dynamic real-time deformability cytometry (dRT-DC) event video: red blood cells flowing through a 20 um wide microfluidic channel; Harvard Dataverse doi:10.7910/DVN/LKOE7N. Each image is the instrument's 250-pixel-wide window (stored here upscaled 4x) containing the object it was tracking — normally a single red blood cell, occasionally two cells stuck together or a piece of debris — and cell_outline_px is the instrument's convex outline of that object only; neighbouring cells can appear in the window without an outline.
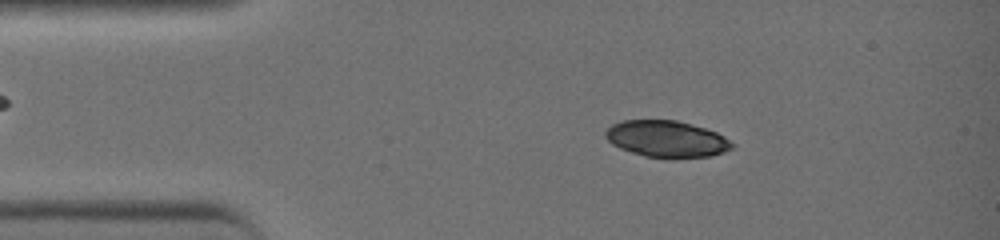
{"species": "common noctule bat (a hibernating species)", "species_latin": "Nyctalus noctula", "temperature_condition": "warm", "stored_images_in_passage": 41, "camera_frame_rate_fps": 3000, "um_per_image_px": 0.085, "animal": {"sex": "female", "body_mass_g": 19.0, "forearm_length_mm": 51.5}, "frame": {"image": 1, "passage_image": 7, "time_ms": 2.0, "image_size_px": [1000, 240], "cell_outline_px": [[736, 144], [732, 148], [724, 152], [712, 156], [676, 160], [644, 156], [620, 148], [612, 144], [604, 136], [604, 132], [612, 124], [624, 120], [676, 120], [692, 124], [716, 132], [724, 136]], "centroid_in_image_um": [56.69, 11.84], "position_along_channel_um": 28.3, "area_um2": 27.51}}
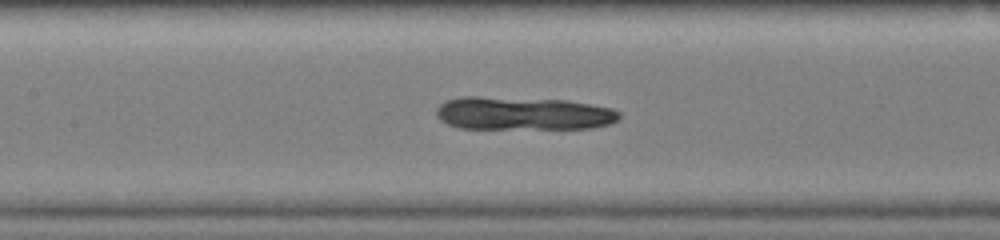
{"frame": {"image": 2, "passage_image": 19, "time_ms": 6.0, "image_size_px": [1000, 240], "cell_outline_px": [[620, 120], [612, 124], [592, 128], [460, 128], [448, 124], [440, 120], [436, 116], [436, 108], [440, 104], [448, 100], [460, 96], [480, 96], [568, 100], [592, 104], [612, 108], [620, 112]], "centroid_in_image_um": [44.49, 9.63], "position_along_channel_um": 162.9, "area_um2": 35.72}}
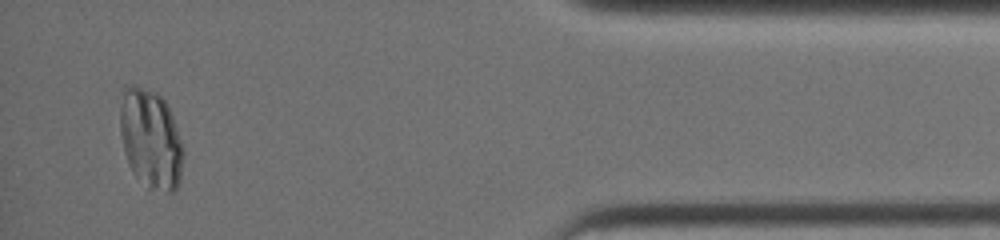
{"frame": {"image": 3, "passage_image": 39, "time_ms": 12.667, "image_size_px": [1000, 240], "cell_outline_px": [[184, 156], [180, 180], [176, 188], [172, 192], [168, 192], [148, 188], [132, 172], [128, 164], [124, 152], [120, 132], [120, 108], [124, 84], [136, 84], [156, 92], [168, 104], [184, 148]], "centroid_in_image_um": [12.81, 11.78], "position_along_channel_um": 422.4, "area_um2": 37.17}}